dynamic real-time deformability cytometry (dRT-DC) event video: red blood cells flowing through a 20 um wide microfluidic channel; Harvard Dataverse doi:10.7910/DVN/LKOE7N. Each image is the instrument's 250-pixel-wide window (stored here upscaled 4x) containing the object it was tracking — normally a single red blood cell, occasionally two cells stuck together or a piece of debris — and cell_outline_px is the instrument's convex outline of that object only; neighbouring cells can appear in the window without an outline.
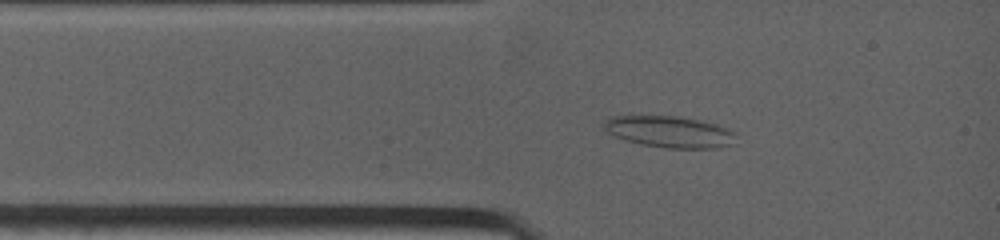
{"species": "common noctule bat (a hibernating species)", "species_latin": "Nyctalus noctula", "temperature_condition": "warm", "stored_images_in_passage": 19, "camera_frame_rate_fps": 4500, "um_per_image_px": 0.085, "animal": {"sex": "female", "body_mass_g": 19.0, "forearm_length_mm": 53.3}, "frame": {"image": 1, "passage_image": 3, "time_ms": 0.667, "image_size_px": [1000, 240], "cell_outline_px": [[736, 136], [732, 144], [720, 148], [664, 148], [640, 144], [624, 140], [608, 132], [604, 128], [604, 120], [612, 116], [680, 116], [700, 120], [716, 124], [736, 132]], "centroid_in_image_um": [56.93, 11.2], "position_along_channel_um": 28.1, "area_um2": 24.33}}
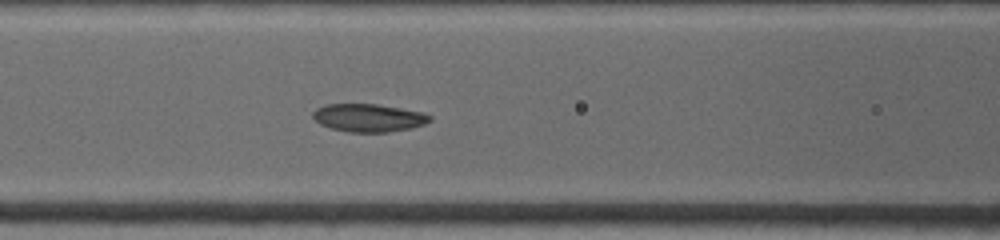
{"frame": {"image": 2, "passage_image": 11, "time_ms": 3.556, "image_size_px": [1000, 240], "cell_outline_px": [[432, 120], [424, 124], [412, 128], [388, 132], [348, 132], [332, 128], [320, 124], [312, 116], [312, 112], [316, 108], [324, 104], [376, 104], [424, 112], [432, 116]], "centroid_in_image_um": [31.34, 10.01], "position_along_channel_um": 135.3, "area_um2": 19.13}}
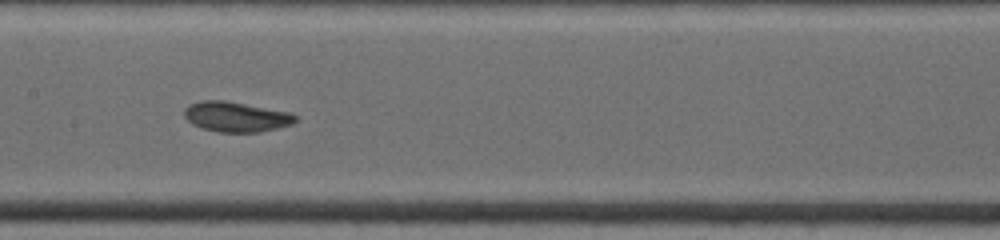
{"frame": {"image": 3, "passage_image": 15, "time_ms": 4.889, "image_size_px": [1000, 240], "cell_outline_px": [[300, 120], [292, 124], [260, 132], [220, 132], [204, 128], [192, 124], [184, 116], [184, 108], [188, 104], [200, 100], [224, 100], [292, 112]], "centroid_in_image_um": [20.09, 9.91], "position_along_channel_um": 187.3, "area_um2": 19.65}}